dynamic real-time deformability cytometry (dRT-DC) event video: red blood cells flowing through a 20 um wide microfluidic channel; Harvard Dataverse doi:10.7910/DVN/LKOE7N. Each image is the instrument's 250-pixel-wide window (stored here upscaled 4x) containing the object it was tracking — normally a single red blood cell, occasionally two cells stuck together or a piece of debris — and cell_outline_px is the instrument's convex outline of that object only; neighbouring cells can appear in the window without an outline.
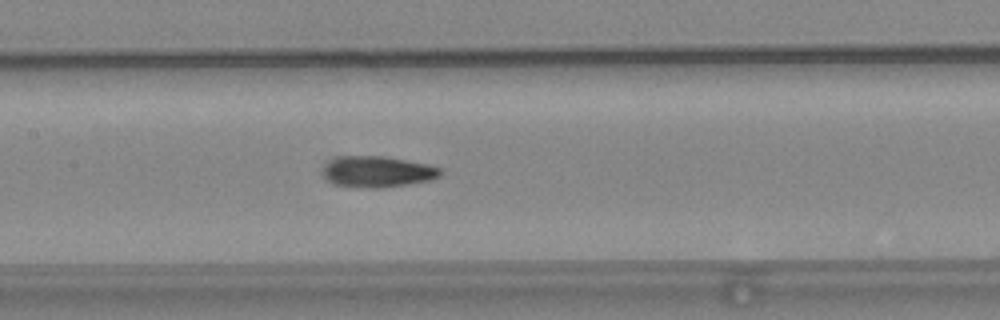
{"species": "common noctule bat (a hibernating species)", "species_latin": "Nyctalus noctula", "temperature_condition": "warm", "stored_images_in_passage": 50, "camera_frame_rate_fps": 3000, "um_per_image_px": 0.085, "animal": {"sex": "female", "body_mass_g": 24.6, "forearm_length_mm": 56.2}, "frame": {"image": 1, "passage_image": 21, "time_ms": 6.667, "image_size_px": [1000, 320], "cell_outline_px": [[444, 172], [440, 176], [432, 180], [408, 184], [380, 188], [352, 188], [336, 184], [328, 180], [324, 176], [324, 168], [332, 160], [340, 156], [384, 156], [428, 164], [440, 168]], "centroid_in_image_um": [32.14, 14.61], "position_along_channel_um": 175.3, "area_um2": 21.33}}
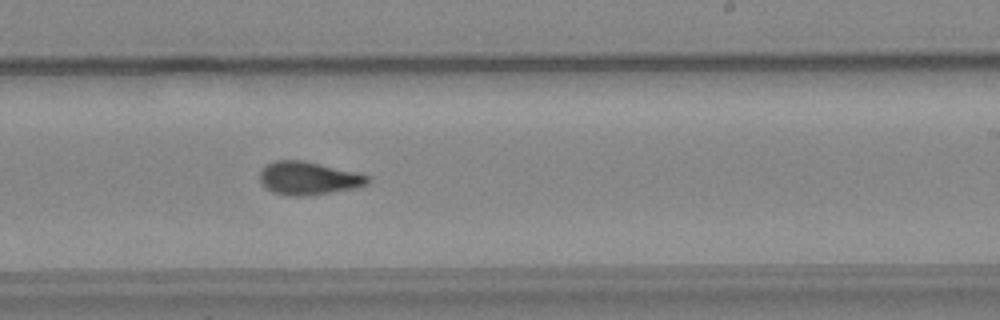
{"frame": {"image": 2, "passage_image": 28, "time_ms": 9.0, "image_size_px": [1000, 320], "cell_outline_px": [[368, 184], [352, 188], [304, 196], [292, 196], [272, 192], [260, 180], [260, 168], [276, 160], [304, 160], [356, 172], [368, 176]], "centroid_in_image_um": [26.18, 15.13], "position_along_channel_um": 262.8, "area_um2": 20.46}}
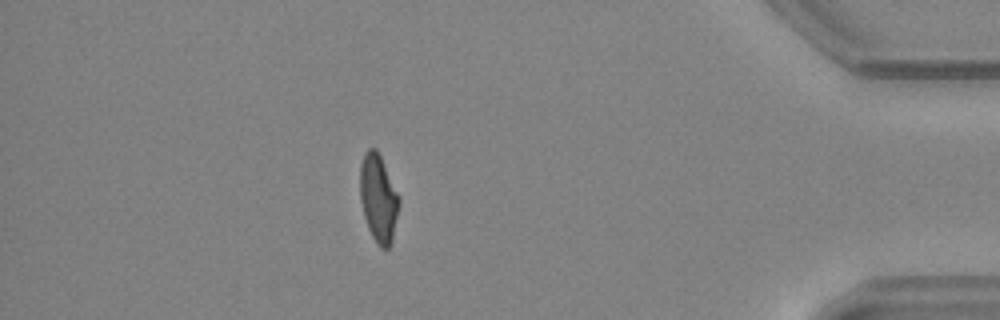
{"frame": {"image": 3, "passage_image": 43, "time_ms": 14.0, "image_size_px": [1000, 320], "cell_outline_px": [[400, 200], [392, 240], [388, 248], [380, 248], [376, 244], [368, 228], [364, 216], [360, 200], [360, 164], [364, 152], [368, 148], [376, 148], [380, 156]], "centroid_in_image_um": [32.13, 16.86], "position_along_channel_um": 403.1, "area_um2": 19.71}, "authors_computed_cell_mechanics": {"area_um2": 20.2011, "velocity_mm_per_s": 3.7685, "shape_relaxation_time_tau1_ms": 9.5983, "shape_relaxation_time_tau2_ms": 2.7927, "deformation_change_tau1": 0.2438, "deformation_change_tau2": 0.0985}}